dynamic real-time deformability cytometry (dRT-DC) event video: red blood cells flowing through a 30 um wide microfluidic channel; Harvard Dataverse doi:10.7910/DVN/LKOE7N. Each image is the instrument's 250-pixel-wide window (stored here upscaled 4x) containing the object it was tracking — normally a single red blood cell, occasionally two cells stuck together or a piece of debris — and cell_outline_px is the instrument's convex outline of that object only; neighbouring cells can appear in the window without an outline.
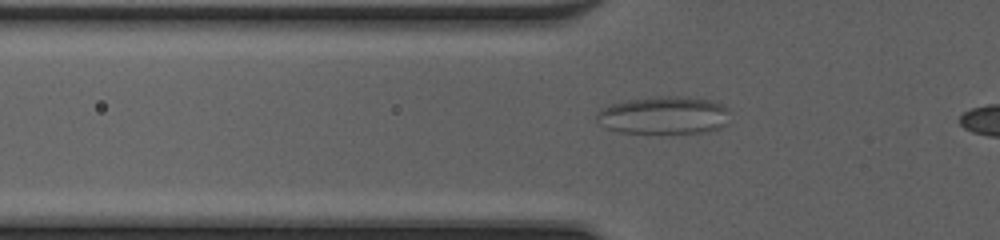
{"species": "common noctule bat (a hibernating species)", "species_latin": "Nyctalus noctula", "temperature_condition": "cold", "stored_images_in_passage": 35, "camera_frame_rate_fps": 3000, "um_per_image_px": 0.085, "animal": {"sex": "female", "body_mass_g": 20.0, "forearm_length_mm": 54.0}, "frame": {"image": 1, "passage_image": 8, "time_ms": 2.333, "image_size_px": [1000, 240], "cell_outline_px": [[728, 124], [720, 128], [708, 132], [620, 132], [608, 128], [600, 124], [596, 120], [596, 112], [600, 108], [608, 104], [624, 100], [656, 96], [684, 96], [708, 100], [724, 104], [728, 108]], "centroid_in_image_um": [56.42, 9.78], "position_along_channel_um": 69.4, "area_um2": 29.54}}
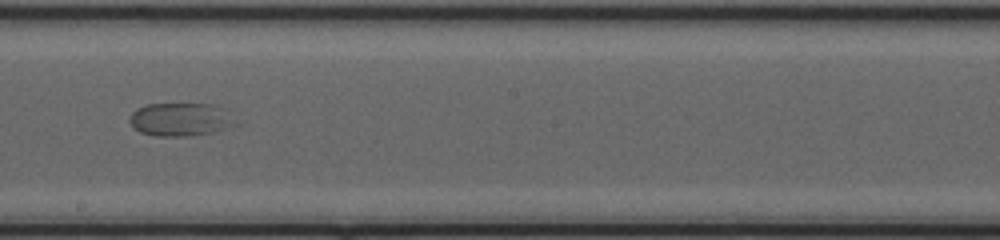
{"frame": {"image": 2, "passage_image": 20, "time_ms": 6.333, "image_size_px": [1000, 240], "cell_outline_px": [[244, 124], [212, 132], [188, 136], [156, 136], [140, 132], [128, 120], [132, 112], [136, 108], [148, 104], [212, 104], [220, 108]], "centroid_in_image_um": [15.39, 10.16], "position_along_channel_um": 232.8, "area_um2": 20.63}}
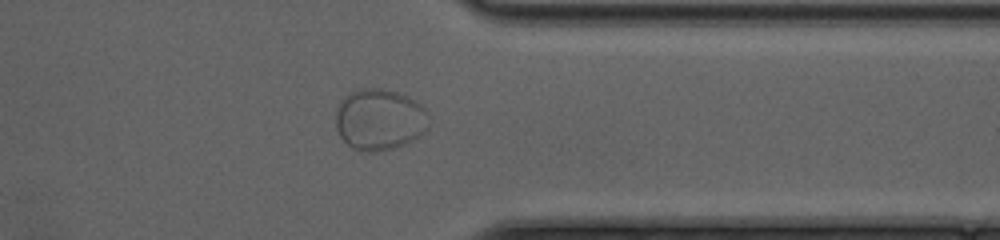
{"frame": {"image": 3, "passage_image": 31, "time_ms": 10.0, "image_size_px": [1000, 240], "cell_outline_px": [[428, 128], [420, 136], [404, 144], [392, 148], [376, 152], [364, 152], [352, 148], [340, 136], [336, 128], [336, 112], [340, 100], [344, 96], [360, 88], [380, 88], [396, 92], [408, 96], [420, 104], [428, 112]], "centroid_in_image_um": [32.25, 10.16], "position_along_channel_um": 379.1, "area_um2": 33.41}}